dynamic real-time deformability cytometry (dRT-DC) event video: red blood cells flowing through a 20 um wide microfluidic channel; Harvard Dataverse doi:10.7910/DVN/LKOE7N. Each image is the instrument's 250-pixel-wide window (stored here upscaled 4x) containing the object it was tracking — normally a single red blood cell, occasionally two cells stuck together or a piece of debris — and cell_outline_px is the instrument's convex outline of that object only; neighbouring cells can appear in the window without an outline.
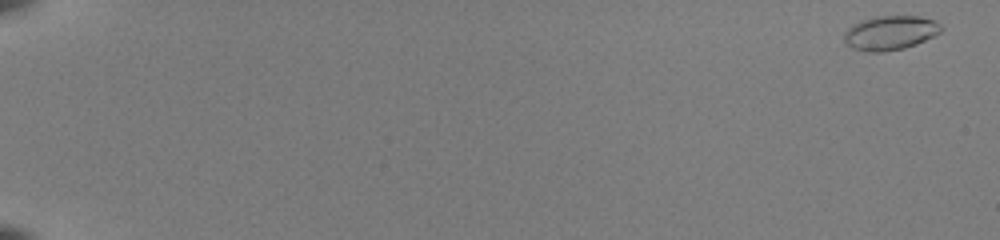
{"species": "common noctule bat (a hibernating species)", "species_latin": "Nyctalus noctula", "temperature_condition": "room temperature", "stored_images_in_passage": 53, "camera_frame_rate_fps": 3000, "um_per_image_px": 0.085, "animal": {"sex": "female", "body_mass_g": 22.0, "forearm_length_mm": 56.7}, "frame": {"image": 1, "passage_image": 1, "time_ms": 0.0, "image_size_px": [1000, 240], "cell_outline_px": [[944, 28], [940, 32], [916, 44], [904, 48], [884, 52], [868, 52], [852, 48], [844, 40], [844, 32], [848, 28], [864, 20], [880, 16], [920, 16], [932, 20], [940, 24]], "centroid_in_image_um": [75.68, 2.8], "position_along_channel_um": 9.3, "area_um2": 19.07}}
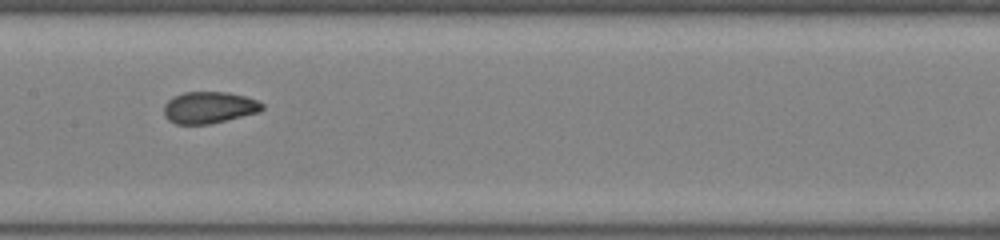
{"frame": {"image": 2, "passage_image": 30, "time_ms": 9.667, "image_size_px": [1000, 240], "cell_outline_px": [[264, 108], [260, 112], [208, 124], [176, 124], [168, 120], [164, 116], [164, 104], [172, 96], [184, 92], [228, 92], [244, 96], [256, 100], [264, 104]], "centroid_in_image_um": [17.75, 9.13], "position_along_channel_um": 189.6, "area_um2": 18.21}}
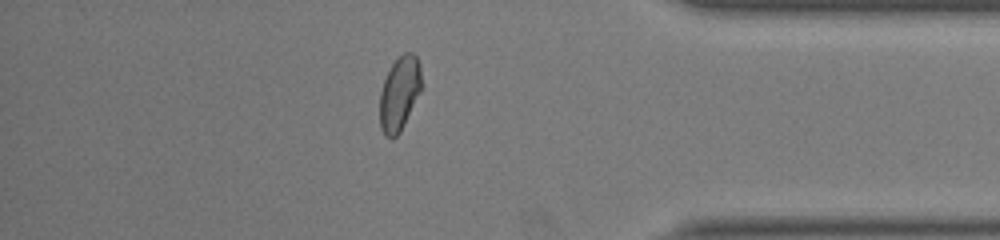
{"frame": {"image": 3, "passage_image": 47, "time_ms": 15.333, "image_size_px": [1000, 240], "cell_outline_px": [[424, 88], [400, 132], [392, 140], [384, 136], [380, 128], [380, 92], [384, 80], [392, 64], [404, 52], [412, 52], [416, 56], [420, 64]], "centroid_in_image_um": [33.99, 7.97], "position_along_channel_um": 401.2, "area_um2": 18.55}, "authors_computed_cell_mechanics": {"area_um2": 18.3226, "velocity_mm_per_s": 4.0237, "shape_relaxation_time_tau1_ms": 9.0806, "shape_relaxation_time_tau2_ms": null, "deformation_change_tau1": 0.2207, "deformation_change_tau2": null}}